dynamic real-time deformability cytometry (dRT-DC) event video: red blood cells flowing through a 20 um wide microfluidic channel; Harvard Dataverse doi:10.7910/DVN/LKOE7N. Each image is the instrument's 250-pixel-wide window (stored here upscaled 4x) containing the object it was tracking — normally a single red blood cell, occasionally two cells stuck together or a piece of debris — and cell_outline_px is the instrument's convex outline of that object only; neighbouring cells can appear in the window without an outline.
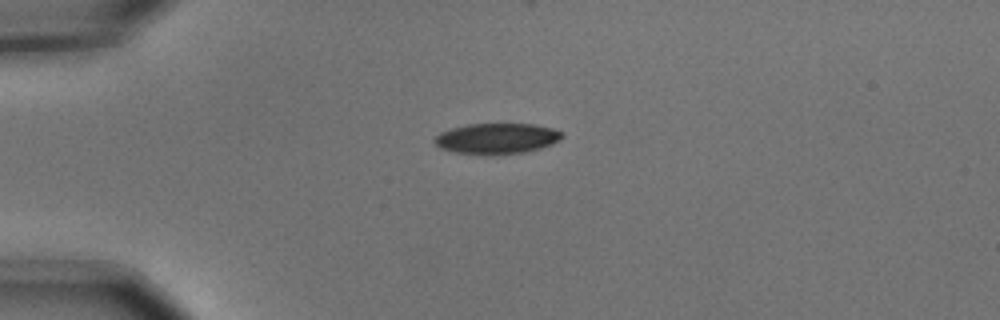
{"species": "common noctule bat (a hibernating species)", "species_latin": "Nyctalus noctula", "temperature_condition": "cold", "stored_images_in_passage": 3, "camera_frame_rate_fps": 3000, "um_per_image_px": 0.085, "animal": {"sex": "male", "body_mass_g": 15.6}, "frame": {"image": 1, "passage_image": 1, "time_ms": 0.0, "image_size_px": [1000, 320], "cell_outline_px": [[564, 136], [560, 140], [552, 144], [540, 148], [524, 152], [496, 156], [492, 156], [452, 152], [440, 148], [432, 140], [440, 132], [452, 128], [468, 124], [536, 124], [552, 128], [564, 132]], "centroid_in_image_um": [42.23, 11.79], "position_along_channel_um": 42.8, "area_um2": 23.24}}
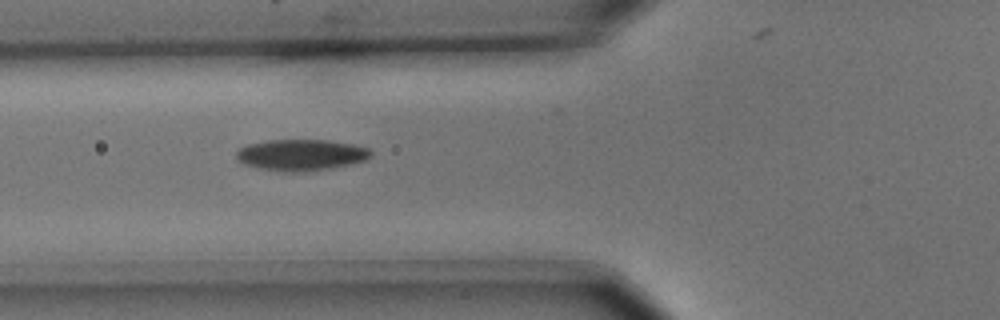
{"frame": {"image": 2, "passage_image": 3, "time_ms": 0.667, "image_size_px": [1000, 320], "cell_outline_px": [[372, 156], [368, 160], [352, 164], [328, 168], [300, 172], [288, 172], [260, 168], [244, 164], [236, 160], [236, 152], [240, 148], [248, 144], [268, 140], [328, 140], [356, 144], [368, 148], [372, 152]], "centroid_in_image_um": [25.63, 13.16], "position_along_channel_um": 100.2, "area_um2": 24.62}}